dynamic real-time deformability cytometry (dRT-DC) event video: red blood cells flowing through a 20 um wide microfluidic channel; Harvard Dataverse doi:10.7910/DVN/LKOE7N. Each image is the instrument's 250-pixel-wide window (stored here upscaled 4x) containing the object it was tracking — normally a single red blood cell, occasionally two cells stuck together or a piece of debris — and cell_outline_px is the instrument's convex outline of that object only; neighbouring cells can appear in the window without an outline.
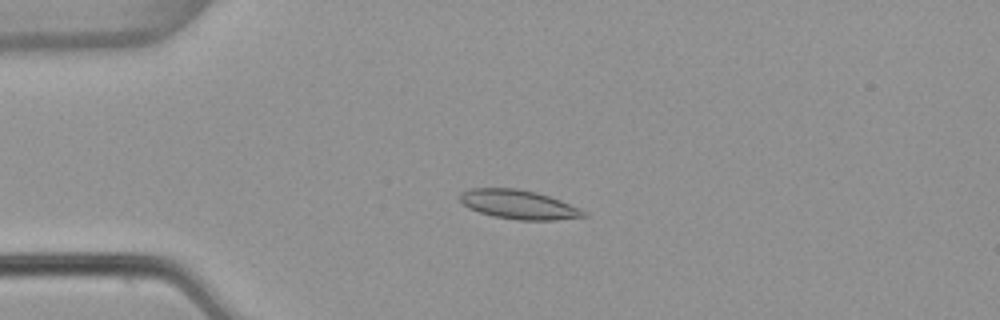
{"species": "common noctule bat (a hibernating species)", "species_latin": "Nyctalus noctula", "temperature_condition": "warm", "stored_images_in_passage": 50, "camera_frame_rate_fps": 3000, "um_per_image_px": 0.085, "animal": {"sex": "female", "body_mass_g": 22.7, "forearm_length_mm": 54.2}, "frame": {"image": 1, "passage_image": 10, "time_ms": 3.0, "image_size_px": [1000, 320], "cell_outline_px": [[588, 216], [556, 220], [520, 220], [492, 216], [468, 208], [460, 200], [460, 192], [468, 188], [516, 188], [536, 192], [560, 200], [580, 208], [588, 212]], "centroid_in_image_um": [44.09, 17.38], "position_along_channel_um": 40.9, "area_um2": 21.04}}
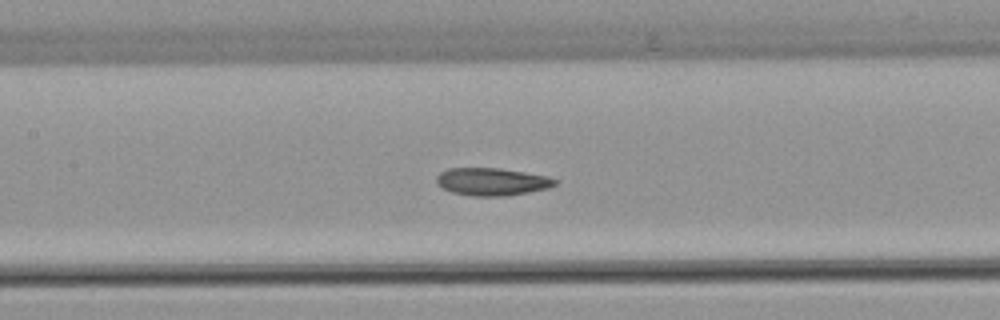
{"frame": {"image": 2, "passage_image": 22, "time_ms": 7.0, "image_size_px": [1000, 320], "cell_outline_px": [[556, 184], [548, 188], [508, 196], [472, 196], [452, 192], [436, 184], [436, 176], [440, 172], [448, 168], [500, 168], [548, 176], [556, 180]], "centroid_in_image_um": [41.79, 15.44], "position_along_channel_um": 165.6, "area_um2": 19.07}}
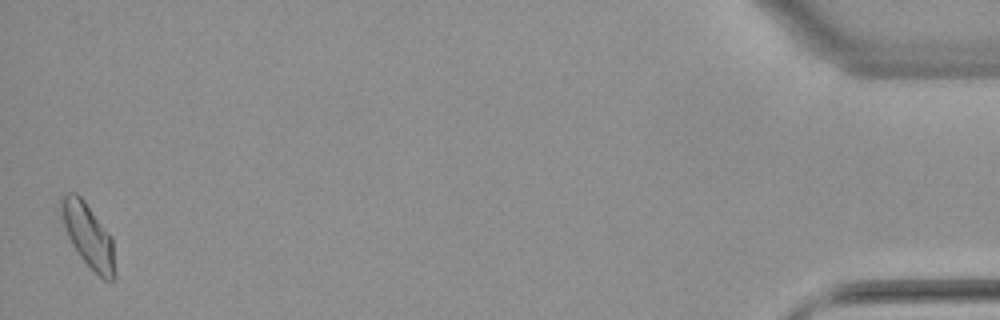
{"frame": {"image": 3, "passage_image": 50, "time_ms": 16.333, "image_size_px": [1000, 320], "cell_outline_px": [[116, 276], [112, 280], [104, 280], [80, 256], [72, 244], [68, 236], [56, 208], [60, 196], [68, 192], [76, 192], [84, 200], [112, 236], [116, 272]], "centroid_in_image_um": [7.46, 19.94], "position_along_channel_um": 427.7, "area_um2": 20.4}, "authors_computed_cell_mechanics": {"area_um2": 19.1607, "velocity_mm_per_s": 3.8061, "shape_relaxation_time_tau1_ms": null, "shape_relaxation_time_tau2_ms": 4.7558, "deformation_change_tau1": null, "deformation_change_tau2": 0.094}}